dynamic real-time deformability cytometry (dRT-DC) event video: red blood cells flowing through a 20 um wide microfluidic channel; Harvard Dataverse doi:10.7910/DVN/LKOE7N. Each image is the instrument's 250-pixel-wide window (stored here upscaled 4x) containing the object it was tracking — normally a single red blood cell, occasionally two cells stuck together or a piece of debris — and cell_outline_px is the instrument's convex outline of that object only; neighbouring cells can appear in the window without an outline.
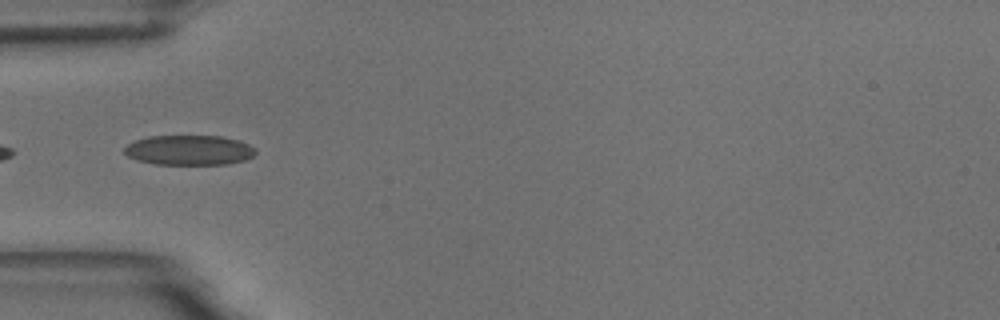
{"species": "common noctule bat (a hibernating species)", "species_latin": "Nyctalus noctula", "temperature_condition": "room temperature", "stored_images_in_passage": 24, "camera_frame_rate_fps": 3000, "um_per_image_px": 0.085, "animal": {"sex": "male", "body_mass_g": 18.8}, "frame": {"image": 1, "passage_image": 1, "time_ms": 0.0, "image_size_px": [1000, 320], "cell_outline_px": [[256, 152], [252, 156], [244, 160], [228, 164], [156, 164], [140, 160], [128, 156], [124, 152], [124, 148], [128, 144], [136, 140], [148, 136], [220, 136], [240, 140], [256, 148]], "centroid_in_image_um": [16.11, 12.75], "position_along_channel_um": 68.9, "area_um2": 22.77}}